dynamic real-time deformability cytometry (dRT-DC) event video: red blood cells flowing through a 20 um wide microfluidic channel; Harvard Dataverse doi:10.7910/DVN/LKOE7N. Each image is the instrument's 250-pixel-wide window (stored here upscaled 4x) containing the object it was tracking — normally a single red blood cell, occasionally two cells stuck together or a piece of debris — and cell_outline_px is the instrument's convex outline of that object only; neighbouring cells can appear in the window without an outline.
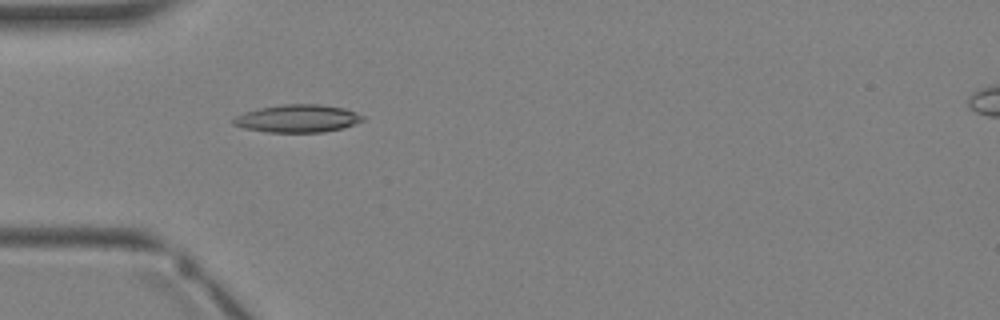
{"species": "Egyptian fruit bat (a non-hibernating species)", "species_latin": "Rousettus aegyptiacus", "temperature_condition": "warm", "stored_images_in_passage": 3, "camera_frame_rate_fps": 3000, "um_per_image_px": 0.085, "animal": {"sex": "female"}, "frame": {"image": 1, "passage_image": 3, "time_ms": 2.333, "image_size_px": [1000, 320], "cell_outline_px": [[364, 120], [344, 128], [324, 132], [268, 132], [244, 128], [232, 124], [232, 120], [236, 116], [244, 112], [260, 108], [280, 104], [316, 104], [344, 108], [356, 112], [364, 116]], "centroid_in_image_um": [25.3, 10.07], "position_along_channel_um": 59.7, "area_um2": 20.92}}